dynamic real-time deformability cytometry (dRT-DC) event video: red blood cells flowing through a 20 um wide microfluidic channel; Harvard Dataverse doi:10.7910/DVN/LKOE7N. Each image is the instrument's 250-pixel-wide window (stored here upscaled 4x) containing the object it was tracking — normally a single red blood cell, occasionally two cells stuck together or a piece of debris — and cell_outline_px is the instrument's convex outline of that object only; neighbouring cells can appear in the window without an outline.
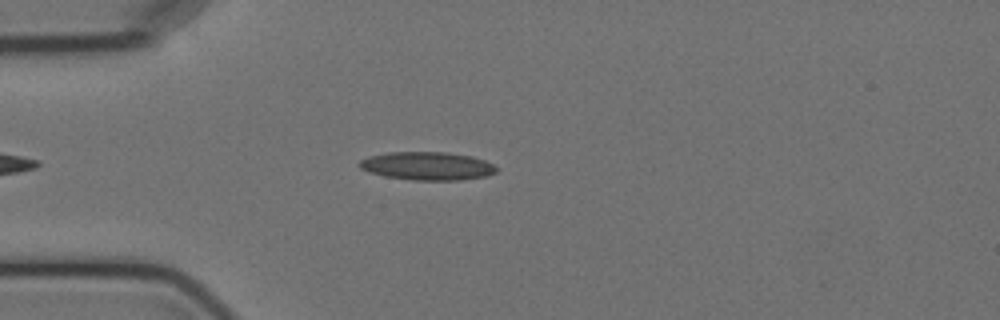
{"species": "Egyptian fruit bat (a non-hibernating species)", "species_latin": "Rousettus aegyptiacus", "temperature_condition": "cold", "stored_images_in_passage": 5, "camera_frame_rate_fps": 3000, "um_per_image_px": 0.085, "animal": {"sex": "female"}, "frame": {"image": 1, "passage_image": 4, "time_ms": 3.667, "image_size_px": [1000, 320], "cell_outline_px": [[496, 172], [488, 176], [460, 180], [412, 180], [384, 176], [368, 172], [360, 168], [356, 164], [360, 160], [368, 156], [388, 152], [448, 152], [472, 156], [484, 160], [492, 164], [496, 168]], "centroid_in_image_um": [36.28, 14.1], "position_along_channel_um": 48.7, "area_um2": 22.72}}